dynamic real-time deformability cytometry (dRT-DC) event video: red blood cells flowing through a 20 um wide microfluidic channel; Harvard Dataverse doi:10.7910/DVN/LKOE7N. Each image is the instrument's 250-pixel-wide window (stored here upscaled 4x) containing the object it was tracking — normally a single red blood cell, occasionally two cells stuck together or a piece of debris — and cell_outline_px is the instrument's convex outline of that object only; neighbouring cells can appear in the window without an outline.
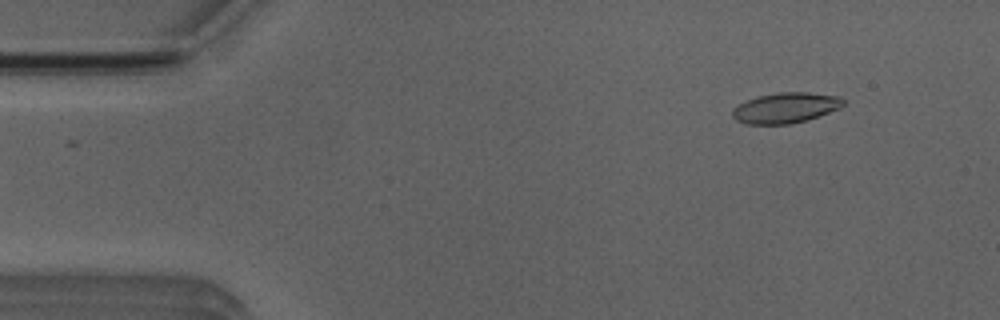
{"species": "Egyptian fruit bat (a non-hibernating species)", "species_latin": "Rousettus aegyptiacus", "temperature_condition": "room temperature", "stored_images_in_passage": 5, "camera_frame_rate_fps": 3000, "um_per_image_px": 0.085, "animal": {"sex": "male"}, "frame": {"image": 1, "passage_image": 2, "time_ms": 1.0, "image_size_px": [1000, 320], "cell_outline_px": [[844, 104], [840, 108], [820, 116], [808, 120], [788, 124], [748, 124], [736, 120], [732, 116], [732, 108], [756, 96], [776, 92], [808, 92], [840, 96], [844, 100]], "centroid_in_image_um": [66.79, 9.16], "position_along_channel_um": 18.2, "area_um2": 19.83}}